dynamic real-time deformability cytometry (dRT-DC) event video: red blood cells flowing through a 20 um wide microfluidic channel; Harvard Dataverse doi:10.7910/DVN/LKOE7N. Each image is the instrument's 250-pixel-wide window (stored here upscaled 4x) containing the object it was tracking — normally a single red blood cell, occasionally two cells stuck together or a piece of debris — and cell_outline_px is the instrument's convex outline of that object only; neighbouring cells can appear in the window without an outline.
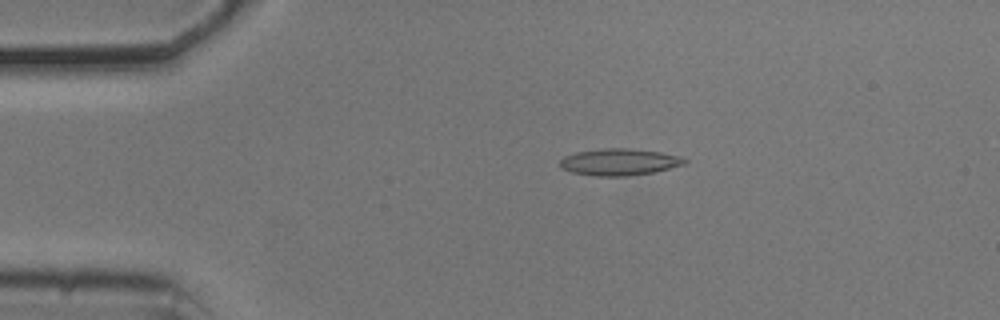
{"species": "common noctule bat (a hibernating species)", "species_latin": "Nyctalus noctula", "temperature_condition": "cold", "stored_images_in_passage": 33, "camera_frame_rate_fps": 3000, "um_per_image_px": 0.085, "animal": {"sex": "male", "body_mass_g": 20.5, "forearm_length_mm": 52.5}, "frame": {"image": 1, "passage_image": 11, "time_ms": 3.333, "image_size_px": [1000, 320], "cell_outline_px": [[688, 160], [684, 164], [656, 172], [624, 176], [596, 176], [572, 172], [560, 168], [560, 160], [564, 156], [576, 152], [604, 148], [628, 148], [660, 152], [680, 156]], "centroid_in_image_um": [52.63, 13.77], "position_along_channel_um": 32.4, "area_um2": 19.42}}
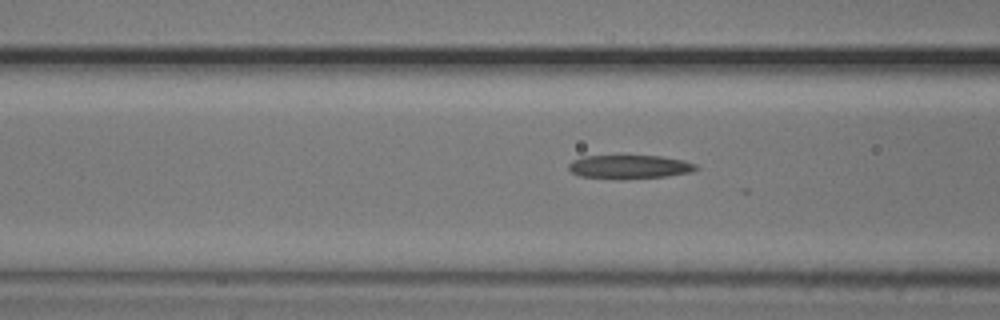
{"frame": {"image": 2, "passage_image": 21, "time_ms": 6.667, "image_size_px": [1000, 320], "cell_outline_px": [[700, 168], [692, 172], [668, 176], [624, 180], [620, 180], [580, 176], [572, 172], [568, 168], [568, 164], [572, 160], [580, 156], [660, 156], [684, 160], [696, 164]], "centroid_in_image_um": [53.51, 14.19], "position_along_channel_um": 113.1, "area_um2": 17.98}}
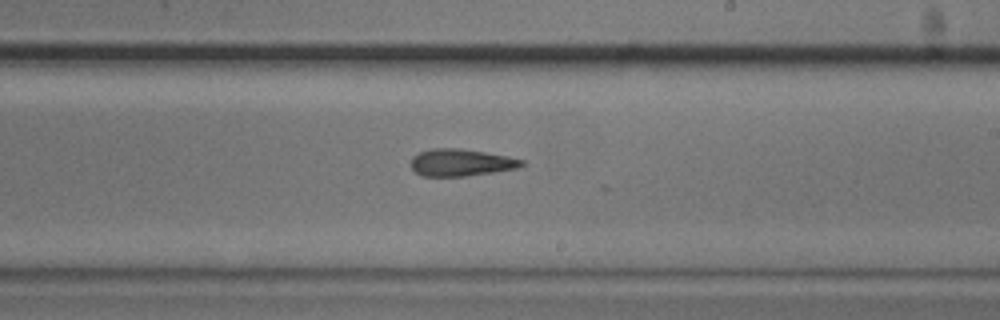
{"frame": {"image": 3, "passage_image": 32, "time_ms": 10.333, "image_size_px": [1000, 320], "cell_outline_px": [[528, 164], [520, 168], [464, 176], [424, 176], [416, 172], [412, 168], [412, 156], [420, 152], [432, 148], [460, 148], [508, 156], [524, 160]], "centroid_in_image_um": [39.24, 13.81], "position_along_channel_um": 249.8, "area_um2": 17.51}}